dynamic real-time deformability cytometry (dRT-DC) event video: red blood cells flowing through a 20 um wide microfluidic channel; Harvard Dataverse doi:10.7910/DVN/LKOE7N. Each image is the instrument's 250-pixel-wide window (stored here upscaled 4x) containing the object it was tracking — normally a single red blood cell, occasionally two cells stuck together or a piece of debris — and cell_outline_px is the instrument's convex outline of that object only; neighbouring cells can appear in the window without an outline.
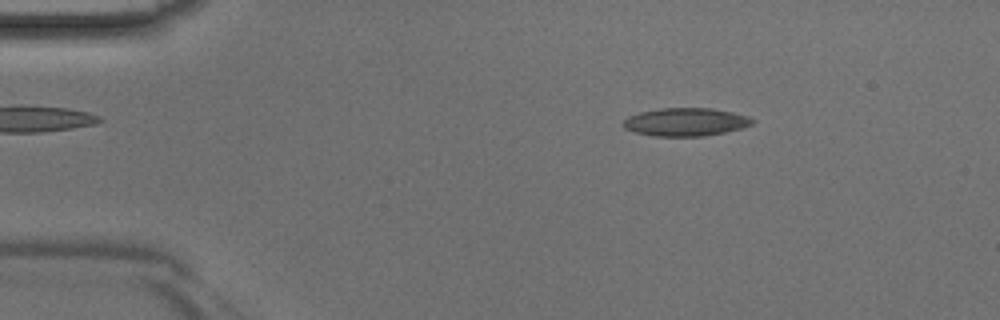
{"species": "Egyptian fruit bat (a non-hibernating species)", "species_latin": "Rousettus aegyptiacus", "temperature_condition": "room temperature", "stored_images_in_passage": 43, "camera_frame_rate_fps": 3000, "um_per_image_px": 0.085, "animal": {"sex": "male"}, "frame": {"image": 1, "passage_image": 6, "time_ms": 1.667, "image_size_px": [1000, 320], "cell_outline_px": [[756, 120], [752, 124], [744, 128], [704, 136], [656, 136], [636, 132], [624, 128], [620, 124], [628, 116], [640, 112], [660, 108], [712, 108], [732, 112], [748, 116]], "centroid_in_image_um": [58.29, 10.36], "position_along_channel_um": 26.7, "area_um2": 21.21}}
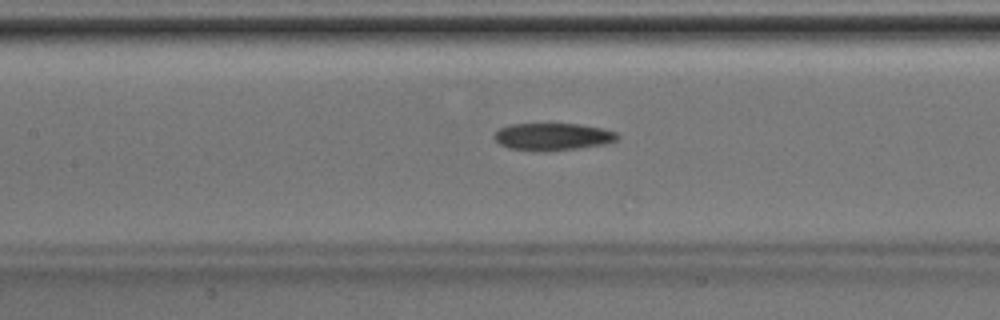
{"frame": {"image": 2, "passage_image": 19, "time_ms": 6.0, "image_size_px": [1000, 320], "cell_outline_px": [[620, 136], [616, 140], [604, 144], [580, 148], [544, 152], [508, 148], [500, 144], [492, 136], [500, 128], [508, 124], [580, 124], [604, 128], [616, 132]], "centroid_in_image_um": [46.98, 11.62], "position_along_channel_um": 160.4, "area_um2": 19.77}}
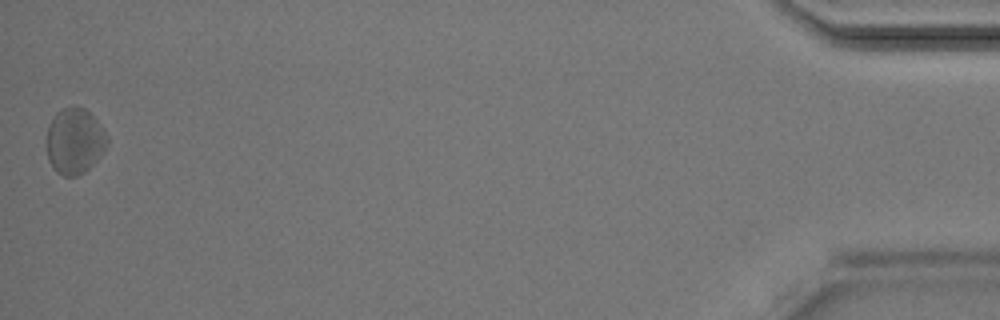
{"frame": {"image": 3, "passage_image": 43, "time_ms": 14.0, "image_size_px": [1000, 320], "cell_outline_px": [[108, 144], [100, 156], [84, 172], [76, 176], [64, 176], [56, 172], [52, 168], [48, 160], [48, 124], [56, 112], [64, 108], [84, 108], [96, 120], [104, 132], [108, 140]], "centroid_in_image_um": [6.33, 12.02], "position_along_channel_um": 428.9, "area_um2": 22.77}}